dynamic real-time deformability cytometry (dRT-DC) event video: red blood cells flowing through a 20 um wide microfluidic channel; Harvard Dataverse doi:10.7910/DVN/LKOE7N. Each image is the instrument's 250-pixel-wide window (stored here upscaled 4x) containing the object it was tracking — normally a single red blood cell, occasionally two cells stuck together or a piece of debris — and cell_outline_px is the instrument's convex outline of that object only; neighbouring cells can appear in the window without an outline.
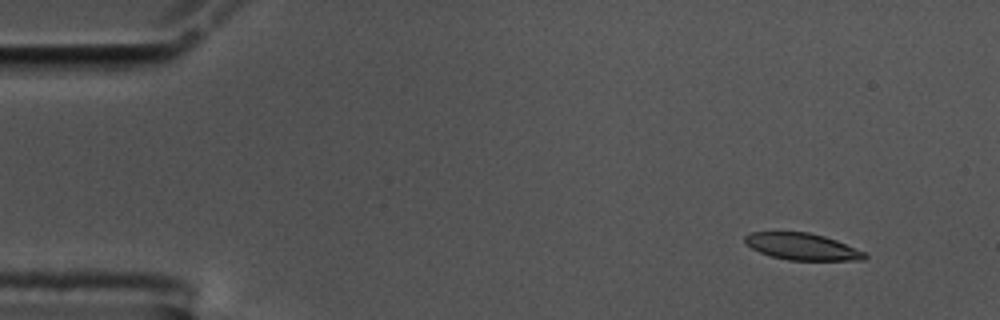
{"species": "common noctule bat (a hibernating species)", "species_latin": "Nyctalus noctula", "temperature_condition": "cold", "stored_images_in_passage": 52, "camera_frame_rate_fps": 3000, "um_per_image_px": 0.085, "animal": {"sex": "male", "body_mass_g": 17.5, "forearm_length_mm": 52.3}, "frame": {"image": 1, "passage_image": 1, "time_ms": 0.0, "image_size_px": [1000, 320], "cell_outline_px": [[868, 256], [864, 260], [788, 260], [772, 256], [760, 252], [744, 244], [744, 236], [752, 232], [808, 232], [824, 236], [836, 240], [864, 252]], "centroid_in_image_um": [68.16, 20.96], "position_along_channel_um": 16.8, "area_um2": 18.55}}
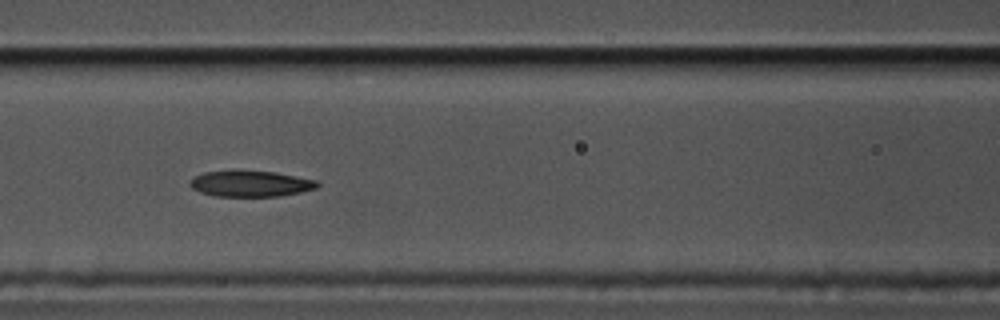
{"frame": {"image": 2, "passage_image": 20, "time_ms": 6.333, "image_size_px": [1000, 320], "cell_outline_px": [[320, 184], [316, 188], [300, 192], [280, 196], [216, 196], [200, 192], [192, 188], [188, 184], [196, 176], [204, 172], [232, 168], [276, 172], [316, 180]], "centroid_in_image_um": [21.27, 15.58], "position_along_channel_um": 145.3, "area_um2": 19.77}}
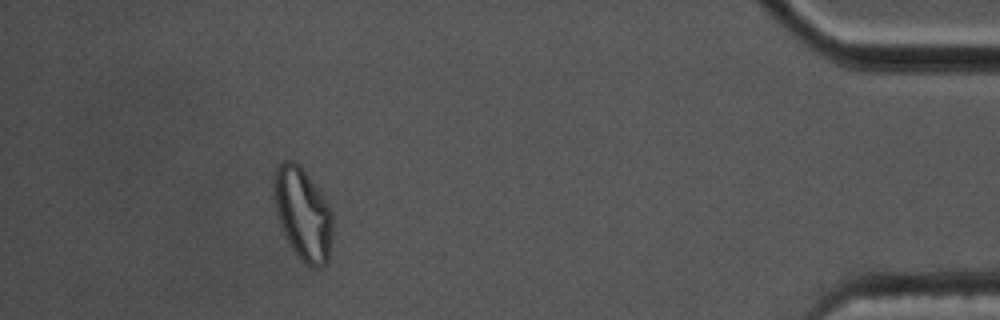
{"frame": {"image": 3, "passage_image": 47, "time_ms": 15.333, "image_size_px": [1000, 320], "cell_outline_px": [[332, 236], [328, 264], [324, 268], [312, 268], [300, 260], [292, 248], [280, 224], [276, 212], [276, 168], [284, 160], [292, 160], [300, 164], [328, 204], [332, 212]], "centroid_in_image_um": [25.8, 18.26], "position_along_channel_um": 409.4, "area_um2": 31.15}, "authors_computed_cell_mechanics": {"area_um2": 20.2589, "velocity_mm_per_s": 3.5658, "shape_relaxation_time_tau1_ms": 8.329, "shape_relaxation_time_tau2_ms": 3.4241, "deformation_change_tau1": 0.222, "deformation_change_tau2": 0.1011}}